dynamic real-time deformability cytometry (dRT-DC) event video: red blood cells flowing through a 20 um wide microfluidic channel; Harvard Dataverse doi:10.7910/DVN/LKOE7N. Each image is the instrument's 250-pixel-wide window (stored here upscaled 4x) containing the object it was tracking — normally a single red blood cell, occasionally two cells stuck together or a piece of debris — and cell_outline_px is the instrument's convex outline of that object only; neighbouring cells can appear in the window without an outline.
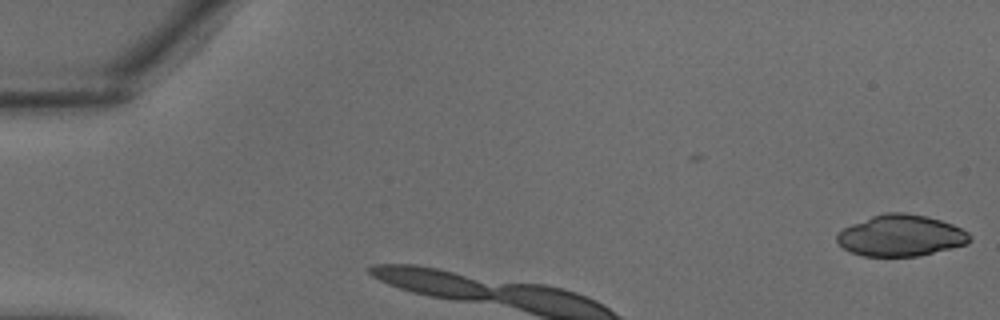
{"species": "common noctule bat (a hibernating species)", "species_latin": "Nyctalus noctula", "temperature_condition": "warm", "stored_images_in_passage": 3, "camera_frame_rate_fps": 3000, "um_per_image_px": 0.085, "animal": {"sex": "male", "body_mass_g": 18.8}, "frame": {"image": 1, "passage_image": 3, "time_ms": 0.667, "image_size_px": [1000, 320], "cell_outline_px": [[972, 240], [968, 244], [916, 256], [864, 256], [848, 252], [836, 240], [836, 232], [852, 224], [872, 216], [884, 212], [904, 212], [924, 216], [940, 220], [952, 224], [968, 232], [972, 236]], "centroid_in_image_um": [76.56, 20.02], "position_along_channel_um": 8.4, "area_um2": 31.96}}